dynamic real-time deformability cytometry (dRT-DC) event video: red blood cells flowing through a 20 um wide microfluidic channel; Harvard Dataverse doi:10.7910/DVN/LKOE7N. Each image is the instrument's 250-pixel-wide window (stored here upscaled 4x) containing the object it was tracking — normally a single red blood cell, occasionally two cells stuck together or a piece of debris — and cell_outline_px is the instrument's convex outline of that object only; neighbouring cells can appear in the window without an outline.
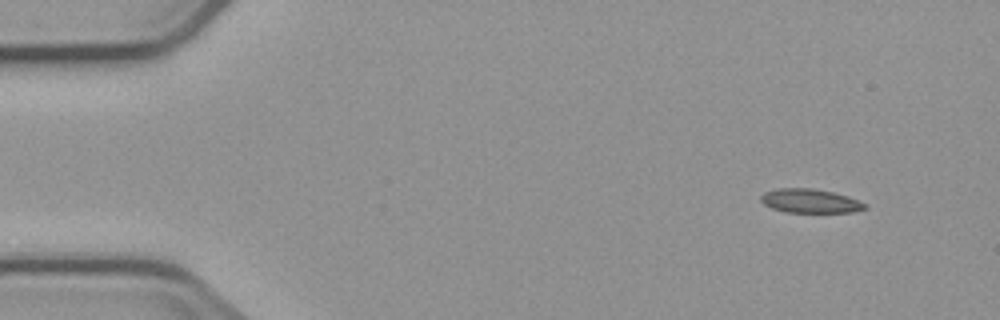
{"species": "common noctule bat (a hibernating species)", "species_latin": "Nyctalus noctula", "temperature_condition": "cold", "stored_images_in_passage": 4, "camera_frame_rate_fps": 3000, "um_per_image_px": 0.085, "animal": {"sex": "male", "body_mass_g": 23.1, "forearm_length_mm": 52.7}, "frame": {"image": 1, "passage_image": 1, "time_ms": 0.0, "image_size_px": [1000, 320], "cell_outline_px": [[868, 208], [852, 212], [784, 212], [772, 208], [764, 204], [760, 200], [760, 196], [764, 192], [776, 188], [812, 188], [832, 192], [848, 196], [868, 204]], "centroid_in_image_um": [68.86, 17.08], "position_along_channel_um": 16.1, "area_um2": 14.62}}
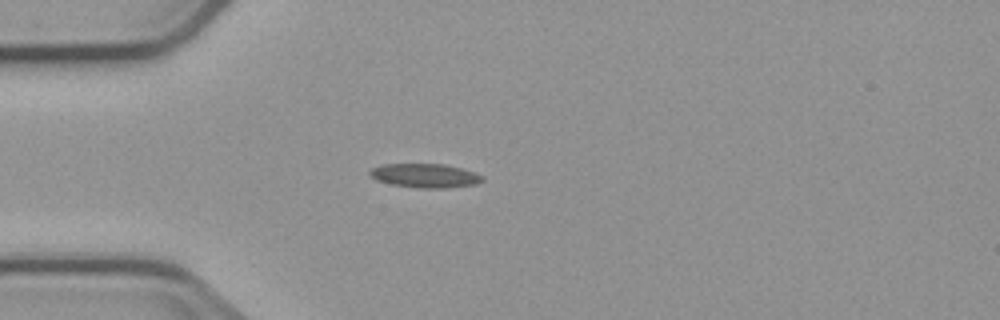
{"frame": {"image": 2, "passage_image": 3, "time_ms": 3.333, "image_size_px": [1000, 320], "cell_outline_px": [[484, 180], [476, 184], [440, 188], [420, 188], [392, 184], [376, 180], [368, 172], [372, 168], [384, 164], [444, 164], [460, 168], [484, 176]], "centroid_in_image_um": [36.12, 14.92], "position_along_channel_um": 48.9, "area_um2": 15.49}}